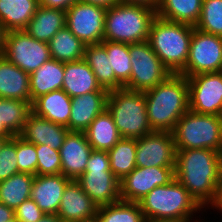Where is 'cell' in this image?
Returning <instances> with one entry per match:
<instances>
[{"label": "cell", "mask_w": 222, "mask_h": 222, "mask_svg": "<svg viewBox=\"0 0 222 222\" xmlns=\"http://www.w3.org/2000/svg\"><path fill=\"white\" fill-rule=\"evenodd\" d=\"M92 150L84 132L69 131L59 150L61 174L77 180L85 172Z\"/></svg>", "instance_id": "16"}, {"label": "cell", "mask_w": 222, "mask_h": 222, "mask_svg": "<svg viewBox=\"0 0 222 222\" xmlns=\"http://www.w3.org/2000/svg\"><path fill=\"white\" fill-rule=\"evenodd\" d=\"M120 2L146 5L154 9H157L159 4V0H120Z\"/></svg>", "instance_id": "45"}, {"label": "cell", "mask_w": 222, "mask_h": 222, "mask_svg": "<svg viewBox=\"0 0 222 222\" xmlns=\"http://www.w3.org/2000/svg\"><path fill=\"white\" fill-rule=\"evenodd\" d=\"M132 70L124 88L147 91L167 79L172 73L151 49L148 41L129 44Z\"/></svg>", "instance_id": "9"}, {"label": "cell", "mask_w": 222, "mask_h": 222, "mask_svg": "<svg viewBox=\"0 0 222 222\" xmlns=\"http://www.w3.org/2000/svg\"><path fill=\"white\" fill-rule=\"evenodd\" d=\"M85 3H90L93 5H98L104 8L112 7L113 5L120 2V0H79Z\"/></svg>", "instance_id": "44"}, {"label": "cell", "mask_w": 222, "mask_h": 222, "mask_svg": "<svg viewBox=\"0 0 222 222\" xmlns=\"http://www.w3.org/2000/svg\"><path fill=\"white\" fill-rule=\"evenodd\" d=\"M107 109L122 138H140L153 132L148 122L144 92L126 88L110 90Z\"/></svg>", "instance_id": "6"}, {"label": "cell", "mask_w": 222, "mask_h": 222, "mask_svg": "<svg viewBox=\"0 0 222 222\" xmlns=\"http://www.w3.org/2000/svg\"><path fill=\"white\" fill-rule=\"evenodd\" d=\"M14 214L20 222H37L45 213L29 198L14 210Z\"/></svg>", "instance_id": "40"}, {"label": "cell", "mask_w": 222, "mask_h": 222, "mask_svg": "<svg viewBox=\"0 0 222 222\" xmlns=\"http://www.w3.org/2000/svg\"><path fill=\"white\" fill-rule=\"evenodd\" d=\"M48 45L51 59L65 63L79 61L84 57L85 44L66 26L51 38Z\"/></svg>", "instance_id": "30"}, {"label": "cell", "mask_w": 222, "mask_h": 222, "mask_svg": "<svg viewBox=\"0 0 222 222\" xmlns=\"http://www.w3.org/2000/svg\"><path fill=\"white\" fill-rule=\"evenodd\" d=\"M84 133L94 150L109 151L122 138L108 109L99 114Z\"/></svg>", "instance_id": "26"}, {"label": "cell", "mask_w": 222, "mask_h": 222, "mask_svg": "<svg viewBox=\"0 0 222 222\" xmlns=\"http://www.w3.org/2000/svg\"><path fill=\"white\" fill-rule=\"evenodd\" d=\"M65 26L66 11L39 5L24 30L33 38L48 43Z\"/></svg>", "instance_id": "25"}, {"label": "cell", "mask_w": 222, "mask_h": 222, "mask_svg": "<svg viewBox=\"0 0 222 222\" xmlns=\"http://www.w3.org/2000/svg\"><path fill=\"white\" fill-rule=\"evenodd\" d=\"M37 175H56L61 173L59 150L51 149L48 145H36Z\"/></svg>", "instance_id": "37"}, {"label": "cell", "mask_w": 222, "mask_h": 222, "mask_svg": "<svg viewBox=\"0 0 222 222\" xmlns=\"http://www.w3.org/2000/svg\"><path fill=\"white\" fill-rule=\"evenodd\" d=\"M83 60L89 65L102 88L108 91L124 88L115 78L114 71L111 69V64L107 56V51L101 43L85 46Z\"/></svg>", "instance_id": "27"}, {"label": "cell", "mask_w": 222, "mask_h": 222, "mask_svg": "<svg viewBox=\"0 0 222 222\" xmlns=\"http://www.w3.org/2000/svg\"><path fill=\"white\" fill-rule=\"evenodd\" d=\"M222 68V37L194 27L185 68L179 73L190 77L199 73L220 72Z\"/></svg>", "instance_id": "11"}, {"label": "cell", "mask_w": 222, "mask_h": 222, "mask_svg": "<svg viewBox=\"0 0 222 222\" xmlns=\"http://www.w3.org/2000/svg\"><path fill=\"white\" fill-rule=\"evenodd\" d=\"M34 178L35 175L19 172L0 181V202L15 210L30 198Z\"/></svg>", "instance_id": "31"}, {"label": "cell", "mask_w": 222, "mask_h": 222, "mask_svg": "<svg viewBox=\"0 0 222 222\" xmlns=\"http://www.w3.org/2000/svg\"><path fill=\"white\" fill-rule=\"evenodd\" d=\"M32 104L23 100L0 98V121L14 135L21 133Z\"/></svg>", "instance_id": "33"}, {"label": "cell", "mask_w": 222, "mask_h": 222, "mask_svg": "<svg viewBox=\"0 0 222 222\" xmlns=\"http://www.w3.org/2000/svg\"><path fill=\"white\" fill-rule=\"evenodd\" d=\"M202 3L203 0H159L156 15L171 22L195 27L201 15Z\"/></svg>", "instance_id": "29"}, {"label": "cell", "mask_w": 222, "mask_h": 222, "mask_svg": "<svg viewBox=\"0 0 222 222\" xmlns=\"http://www.w3.org/2000/svg\"><path fill=\"white\" fill-rule=\"evenodd\" d=\"M71 179L63 174L35 175L30 198L45 214H57L62 195Z\"/></svg>", "instance_id": "17"}, {"label": "cell", "mask_w": 222, "mask_h": 222, "mask_svg": "<svg viewBox=\"0 0 222 222\" xmlns=\"http://www.w3.org/2000/svg\"><path fill=\"white\" fill-rule=\"evenodd\" d=\"M0 98L31 103L29 74L0 55Z\"/></svg>", "instance_id": "22"}, {"label": "cell", "mask_w": 222, "mask_h": 222, "mask_svg": "<svg viewBox=\"0 0 222 222\" xmlns=\"http://www.w3.org/2000/svg\"><path fill=\"white\" fill-rule=\"evenodd\" d=\"M110 169L119 179L136 168V138H121L109 151Z\"/></svg>", "instance_id": "32"}, {"label": "cell", "mask_w": 222, "mask_h": 222, "mask_svg": "<svg viewBox=\"0 0 222 222\" xmlns=\"http://www.w3.org/2000/svg\"><path fill=\"white\" fill-rule=\"evenodd\" d=\"M175 160L172 132L153 131L136 138V167H175Z\"/></svg>", "instance_id": "15"}, {"label": "cell", "mask_w": 222, "mask_h": 222, "mask_svg": "<svg viewBox=\"0 0 222 222\" xmlns=\"http://www.w3.org/2000/svg\"><path fill=\"white\" fill-rule=\"evenodd\" d=\"M193 29L192 25L158 16L151 23L147 41L172 74H179L185 68Z\"/></svg>", "instance_id": "4"}, {"label": "cell", "mask_w": 222, "mask_h": 222, "mask_svg": "<svg viewBox=\"0 0 222 222\" xmlns=\"http://www.w3.org/2000/svg\"><path fill=\"white\" fill-rule=\"evenodd\" d=\"M148 122L153 131L172 132L189 110L187 77L171 74L154 88L144 91Z\"/></svg>", "instance_id": "2"}, {"label": "cell", "mask_w": 222, "mask_h": 222, "mask_svg": "<svg viewBox=\"0 0 222 222\" xmlns=\"http://www.w3.org/2000/svg\"><path fill=\"white\" fill-rule=\"evenodd\" d=\"M195 28L222 37V0H203Z\"/></svg>", "instance_id": "36"}, {"label": "cell", "mask_w": 222, "mask_h": 222, "mask_svg": "<svg viewBox=\"0 0 222 222\" xmlns=\"http://www.w3.org/2000/svg\"><path fill=\"white\" fill-rule=\"evenodd\" d=\"M209 208L210 209L212 208L213 210L215 208L217 211L219 210L222 213V168L219 176V181L217 184L216 195L213 202L208 207V209Z\"/></svg>", "instance_id": "42"}, {"label": "cell", "mask_w": 222, "mask_h": 222, "mask_svg": "<svg viewBox=\"0 0 222 222\" xmlns=\"http://www.w3.org/2000/svg\"><path fill=\"white\" fill-rule=\"evenodd\" d=\"M76 222H100L99 213L96 212L95 214H93L91 216L84 217L82 220H79Z\"/></svg>", "instance_id": "50"}, {"label": "cell", "mask_w": 222, "mask_h": 222, "mask_svg": "<svg viewBox=\"0 0 222 222\" xmlns=\"http://www.w3.org/2000/svg\"><path fill=\"white\" fill-rule=\"evenodd\" d=\"M76 181L98 207L121 200L120 180L110 169L108 151L93 149L85 172Z\"/></svg>", "instance_id": "8"}, {"label": "cell", "mask_w": 222, "mask_h": 222, "mask_svg": "<svg viewBox=\"0 0 222 222\" xmlns=\"http://www.w3.org/2000/svg\"><path fill=\"white\" fill-rule=\"evenodd\" d=\"M62 89L71 98L89 92H109L97 82L93 71L83 59L75 62H65Z\"/></svg>", "instance_id": "21"}, {"label": "cell", "mask_w": 222, "mask_h": 222, "mask_svg": "<svg viewBox=\"0 0 222 222\" xmlns=\"http://www.w3.org/2000/svg\"><path fill=\"white\" fill-rule=\"evenodd\" d=\"M14 135L4 126L2 121H0V137L8 140L12 138Z\"/></svg>", "instance_id": "48"}, {"label": "cell", "mask_w": 222, "mask_h": 222, "mask_svg": "<svg viewBox=\"0 0 222 222\" xmlns=\"http://www.w3.org/2000/svg\"><path fill=\"white\" fill-rule=\"evenodd\" d=\"M221 168L222 152L176 149L175 178L205 211L215 198Z\"/></svg>", "instance_id": "1"}, {"label": "cell", "mask_w": 222, "mask_h": 222, "mask_svg": "<svg viewBox=\"0 0 222 222\" xmlns=\"http://www.w3.org/2000/svg\"><path fill=\"white\" fill-rule=\"evenodd\" d=\"M4 141H5V139L0 137V147L3 144Z\"/></svg>", "instance_id": "52"}, {"label": "cell", "mask_w": 222, "mask_h": 222, "mask_svg": "<svg viewBox=\"0 0 222 222\" xmlns=\"http://www.w3.org/2000/svg\"><path fill=\"white\" fill-rule=\"evenodd\" d=\"M7 222H20L16 217L12 218L11 220L7 221Z\"/></svg>", "instance_id": "51"}, {"label": "cell", "mask_w": 222, "mask_h": 222, "mask_svg": "<svg viewBox=\"0 0 222 222\" xmlns=\"http://www.w3.org/2000/svg\"><path fill=\"white\" fill-rule=\"evenodd\" d=\"M16 155L18 172L37 175L36 145L16 136Z\"/></svg>", "instance_id": "38"}, {"label": "cell", "mask_w": 222, "mask_h": 222, "mask_svg": "<svg viewBox=\"0 0 222 222\" xmlns=\"http://www.w3.org/2000/svg\"><path fill=\"white\" fill-rule=\"evenodd\" d=\"M71 100L63 89L55 90L37 98L32 103V112L69 129Z\"/></svg>", "instance_id": "23"}, {"label": "cell", "mask_w": 222, "mask_h": 222, "mask_svg": "<svg viewBox=\"0 0 222 222\" xmlns=\"http://www.w3.org/2000/svg\"><path fill=\"white\" fill-rule=\"evenodd\" d=\"M14 217V210L0 202V222H7Z\"/></svg>", "instance_id": "43"}, {"label": "cell", "mask_w": 222, "mask_h": 222, "mask_svg": "<svg viewBox=\"0 0 222 222\" xmlns=\"http://www.w3.org/2000/svg\"><path fill=\"white\" fill-rule=\"evenodd\" d=\"M37 222H63L58 214H44Z\"/></svg>", "instance_id": "47"}, {"label": "cell", "mask_w": 222, "mask_h": 222, "mask_svg": "<svg viewBox=\"0 0 222 222\" xmlns=\"http://www.w3.org/2000/svg\"><path fill=\"white\" fill-rule=\"evenodd\" d=\"M138 203L146 220L181 219L204 221V219H200L202 218L200 215L198 216L199 219H196L198 218L196 214L200 213V211L203 213L205 210L176 178L167 185L155 187Z\"/></svg>", "instance_id": "3"}, {"label": "cell", "mask_w": 222, "mask_h": 222, "mask_svg": "<svg viewBox=\"0 0 222 222\" xmlns=\"http://www.w3.org/2000/svg\"><path fill=\"white\" fill-rule=\"evenodd\" d=\"M146 222H202V221L181 220V219H153V220H146Z\"/></svg>", "instance_id": "49"}, {"label": "cell", "mask_w": 222, "mask_h": 222, "mask_svg": "<svg viewBox=\"0 0 222 222\" xmlns=\"http://www.w3.org/2000/svg\"><path fill=\"white\" fill-rule=\"evenodd\" d=\"M39 5L46 8L61 9L66 11L77 0H38Z\"/></svg>", "instance_id": "41"}, {"label": "cell", "mask_w": 222, "mask_h": 222, "mask_svg": "<svg viewBox=\"0 0 222 222\" xmlns=\"http://www.w3.org/2000/svg\"><path fill=\"white\" fill-rule=\"evenodd\" d=\"M68 132L67 127L53 123L31 112L18 136L31 144H44L51 149L60 150Z\"/></svg>", "instance_id": "18"}, {"label": "cell", "mask_w": 222, "mask_h": 222, "mask_svg": "<svg viewBox=\"0 0 222 222\" xmlns=\"http://www.w3.org/2000/svg\"><path fill=\"white\" fill-rule=\"evenodd\" d=\"M3 56L28 74L51 59L48 43L33 38L25 30L8 31Z\"/></svg>", "instance_id": "10"}, {"label": "cell", "mask_w": 222, "mask_h": 222, "mask_svg": "<svg viewBox=\"0 0 222 222\" xmlns=\"http://www.w3.org/2000/svg\"><path fill=\"white\" fill-rule=\"evenodd\" d=\"M107 8L77 0L66 10V27L85 46L104 40Z\"/></svg>", "instance_id": "12"}, {"label": "cell", "mask_w": 222, "mask_h": 222, "mask_svg": "<svg viewBox=\"0 0 222 222\" xmlns=\"http://www.w3.org/2000/svg\"><path fill=\"white\" fill-rule=\"evenodd\" d=\"M19 173L16 155V136L5 140L0 147V181Z\"/></svg>", "instance_id": "39"}, {"label": "cell", "mask_w": 222, "mask_h": 222, "mask_svg": "<svg viewBox=\"0 0 222 222\" xmlns=\"http://www.w3.org/2000/svg\"><path fill=\"white\" fill-rule=\"evenodd\" d=\"M175 167H136L120 180V198L139 202L152 189L167 185L175 179Z\"/></svg>", "instance_id": "14"}, {"label": "cell", "mask_w": 222, "mask_h": 222, "mask_svg": "<svg viewBox=\"0 0 222 222\" xmlns=\"http://www.w3.org/2000/svg\"><path fill=\"white\" fill-rule=\"evenodd\" d=\"M176 149H212L222 152V116L188 110L172 131Z\"/></svg>", "instance_id": "7"}, {"label": "cell", "mask_w": 222, "mask_h": 222, "mask_svg": "<svg viewBox=\"0 0 222 222\" xmlns=\"http://www.w3.org/2000/svg\"><path fill=\"white\" fill-rule=\"evenodd\" d=\"M38 6V0H0V23L7 31L24 30Z\"/></svg>", "instance_id": "28"}, {"label": "cell", "mask_w": 222, "mask_h": 222, "mask_svg": "<svg viewBox=\"0 0 222 222\" xmlns=\"http://www.w3.org/2000/svg\"><path fill=\"white\" fill-rule=\"evenodd\" d=\"M189 110L198 114L222 116V74L199 73L187 77Z\"/></svg>", "instance_id": "13"}, {"label": "cell", "mask_w": 222, "mask_h": 222, "mask_svg": "<svg viewBox=\"0 0 222 222\" xmlns=\"http://www.w3.org/2000/svg\"><path fill=\"white\" fill-rule=\"evenodd\" d=\"M101 44L107 51V56L113 69L115 78L125 86L130 81L132 70L129 44L103 40Z\"/></svg>", "instance_id": "34"}, {"label": "cell", "mask_w": 222, "mask_h": 222, "mask_svg": "<svg viewBox=\"0 0 222 222\" xmlns=\"http://www.w3.org/2000/svg\"><path fill=\"white\" fill-rule=\"evenodd\" d=\"M98 208L80 184L71 180L64 190L57 214L63 222H76L95 214Z\"/></svg>", "instance_id": "20"}, {"label": "cell", "mask_w": 222, "mask_h": 222, "mask_svg": "<svg viewBox=\"0 0 222 222\" xmlns=\"http://www.w3.org/2000/svg\"><path fill=\"white\" fill-rule=\"evenodd\" d=\"M100 222H146L140 204L120 200L98 208Z\"/></svg>", "instance_id": "35"}, {"label": "cell", "mask_w": 222, "mask_h": 222, "mask_svg": "<svg viewBox=\"0 0 222 222\" xmlns=\"http://www.w3.org/2000/svg\"><path fill=\"white\" fill-rule=\"evenodd\" d=\"M109 92H89L73 97L69 131L84 132L94 119L107 109Z\"/></svg>", "instance_id": "19"}, {"label": "cell", "mask_w": 222, "mask_h": 222, "mask_svg": "<svg viewBox=\"0 0 222 222\" xmlns=\"http://www.w3.org/2000/svg\"><path fill=\"white\" fill-rule=\"evenodd\" d=\"M65 63L54 59L29 74L31 104L40 96L62 89Z\"/></svg>", "instance_id": "24"}, {"label": "cell", "mask_w": 222, "mask_h": 222, "mask_svg": "<svg viewBox=\"0 0 222 222\" xmlns=\"http://www.w3.org/2000/svg\"><path fill=\"white\" fill-rule=\"evenodd\" d=\"M8 31L5 27L0 23V55H3L4 50L6 48V38Z\"/></svg>", "instance_id": "46"}, {"label": "cell", "mask_w": 222, "mask_h": 222, "mask_svg": "<svg viewBox=\"0 0 222 222\" xmlns=\"http://www.w3.org/2000/svg\"><path fill=\"white\" fill-rule=\"evenodd\" d=\"M156 9L146 5L119 2L107 8L104 40L140 43L148 40Z\"/></svg>", "instance_id": "5"}]
</instances>
